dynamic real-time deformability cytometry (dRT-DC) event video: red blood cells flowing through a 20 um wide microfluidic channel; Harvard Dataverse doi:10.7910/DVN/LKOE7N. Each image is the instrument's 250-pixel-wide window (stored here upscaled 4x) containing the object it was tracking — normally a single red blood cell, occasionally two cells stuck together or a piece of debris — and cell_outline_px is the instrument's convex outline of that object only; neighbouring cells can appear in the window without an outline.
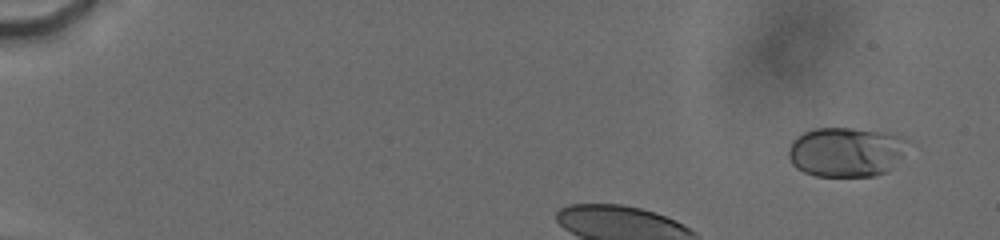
{"species": "human", "species_latin": "Homo sapiens", "temperature_condition": "cold", "stored_images_in_passage": 60, "camera_frame_rate_fps": 3000, "um_per_image_px": 0.085, "donor": {"sex": "male"}, "frame": {"image": 1, "passage_image": 6, "time_ms": 1.0, "image_size_px": [1000, 240], "cell_outline_px": [[904, 156], [888, 172], [876, 176], [816, 176], [804, 172], [796, 168], [792, 164], [788, 156], [788, 148], [792, 140], [796, 136], [812, 128], [852, 128], [888, 132], [900, 136], [904, 140]], "centroid_in_image_um": [71.89, 12.92], "position_along_channel_um": 13.1, "area_um2": 34.85}}
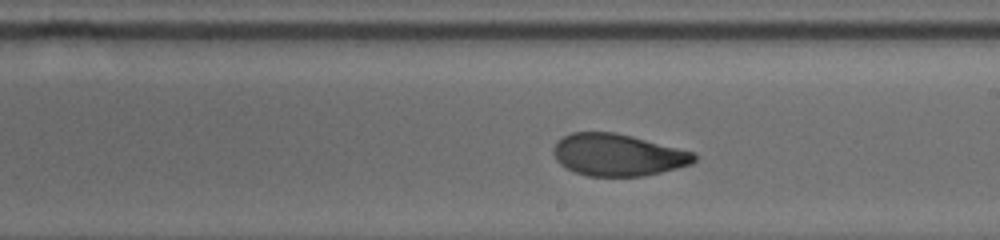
{"frame": {"image": 2, "passage_image": 40, "time_ms": 8.667, "image_size_px": [1000, 240], "cell_outline_px": [[696, 160], [692, 164], [644, 176], [588, 176], [576, 172], [560, 164], [556, 160], [552, 152], [552, 148], [564, 136], [572, 132], [612, 132], [632, 136], [692, 152], [696, 156]], "centroid_in_image_um": [52.49, 13.17], "position_along_channel_um": 236.5, "area_um2": 34.1}}
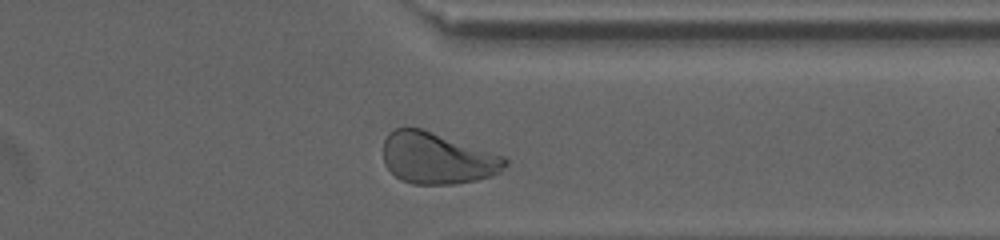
{"frame": {"image": 3, "passage_image": 56, "time_ms": 12.333, "image_size_px": [1000, 240], "cell_outline_px": [[508, 164], [500, 172], [492, 176], [476, 180], [456, 184], [412, 184], [400, 180], [384, 164], [384, 140], [388, 132], [396, 128], [420, 128], [504, 156], [508, 160]], "centroid_in_image_um": [37.17, 13.47], "position_along_channel_um": 374.2, "area_um2": 36.41}, "authors_computed_cell_mechanics": {"area_um2": 35.258, "velocity_mm_per_s": 3.7725, "shape_relaxation_time_tau1_ms": 4.4358, "shape_relaxation_time_tau2_ms": 1.359, "deformation_change_tau1": 0.1661, "deformation_change_tau2": 0.0656}}